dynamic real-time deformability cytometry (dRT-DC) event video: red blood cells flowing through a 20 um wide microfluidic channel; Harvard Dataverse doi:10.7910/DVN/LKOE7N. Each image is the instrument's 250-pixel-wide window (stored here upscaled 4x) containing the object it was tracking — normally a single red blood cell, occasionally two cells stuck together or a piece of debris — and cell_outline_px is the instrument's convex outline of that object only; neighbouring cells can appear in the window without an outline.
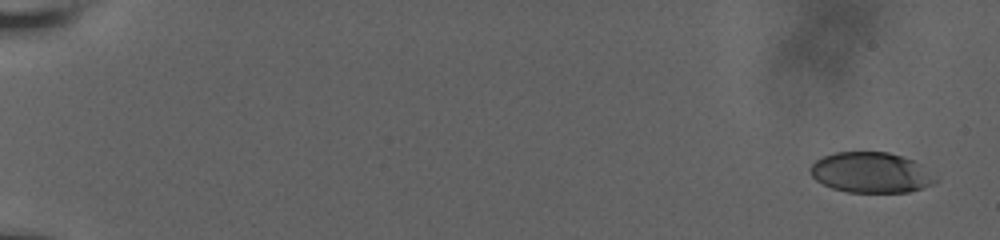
{"species": "human", "species_latin": "Homo sapiens", "temperature_condition": "room temperature", "stored_images_in_passage": 23, "camera_frame_rate_fps": 3000, "um_per_image_px": 0.085, "donor": {"sex": "male"}, "frame": {"image": 1, "passage_image": 1, "time_ms": 0.0, "image_size_px": [1000, 240], "cell_outline_px": [[936, 180], [932, 184], [908, 192], [848, 192], [832, 188], [816, 180], [808, 172], [808, 168], [816, 160], [824, 156], [836, 152], [888, 152], [912, 160], [920, 164]], "centroid_in_image_um": [73.95, 14.66], "position_along_channel_um": 11.0, "area_um2": 29.13}}
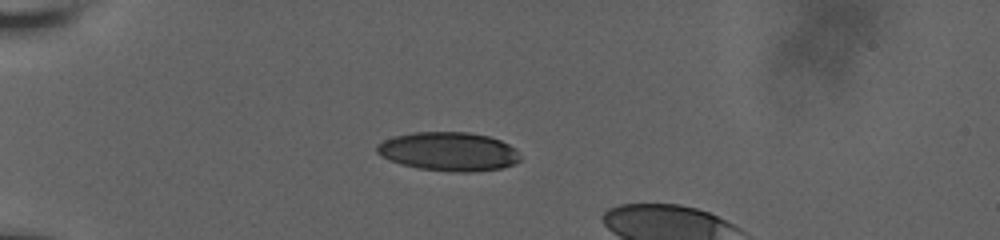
{"frame": {"image": 2, "passage_image": 12, "time_ms": 5.333, "image_size_px": [1000, 240], "cell_outline_px": [[520, 160], [516, 164], [500, 168], [472, 172], [456, 172], [420, 168], [400, 164], [376, 152], [376, 144], [384, 140], [396, 136], [412, 132], [468, 132], [488, 136], [500, 140], [516, 148], [520, 156]], "centroid_in_image_um": [38.17, 12.87], "position_along_channel_um": 46.8, "area_um2": 32.31}}
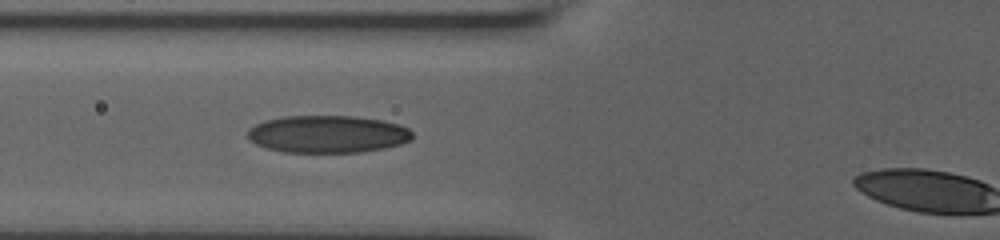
{"frame": {"image": 3, "passage_image": 22, "time_ms": 7.667, "image_size_px": [1000, 240], "cell_outline_px": [[412, 140], [400, 144], [384, 148], [360, 152], [284, 152], [268, 148], [256, 144], [248, 140], [244, 136], [248, 128], [264, 120], [284, 116], [352, 116], [380, 120], [396, 124], [408, 128], [412, 132]], "centroid_in_image_um": [27.79, 11.4], "position_along_channel_um": 98.0, "area_um2": 36.01}}